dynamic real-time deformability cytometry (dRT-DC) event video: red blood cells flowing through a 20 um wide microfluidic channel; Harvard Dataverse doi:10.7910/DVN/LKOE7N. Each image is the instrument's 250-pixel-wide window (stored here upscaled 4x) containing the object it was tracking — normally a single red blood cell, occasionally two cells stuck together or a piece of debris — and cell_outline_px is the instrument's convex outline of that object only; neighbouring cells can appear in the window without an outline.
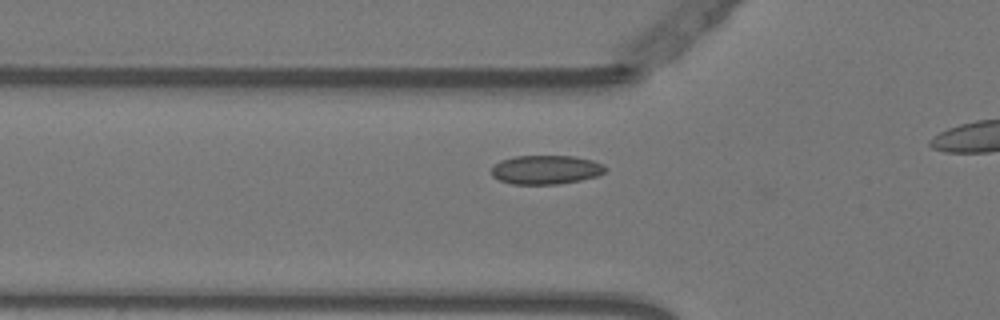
{"species": "Egyptian fruit bat (a non-hibernating species)", "species_latin": "Rousettus aegyptiacus", "temperature_condition": "warm", "stored_images_in_passage": 30, "camera_frame_rate_fps": 3000, "um_per_image_px": 0.085, "animal": {"sex": "female"}, "frame": {"image": 1, "passage_image": 11, "time_ms": 3.333, "image_size_px": [1000, 320], "cell_outline_px": [[608, 168], [604, 172], [596, 176], [580, 180], [556, 184], [512, 184], [500, 180], [492, 176], [492, 168], [500, 160], [516, 156], [576, 156], [592, 160], [604, 164]], "centroid_in_image_um": [46.42, 14.42], "position_along_channel_um": 79.4, "area_um2": 19.19}}
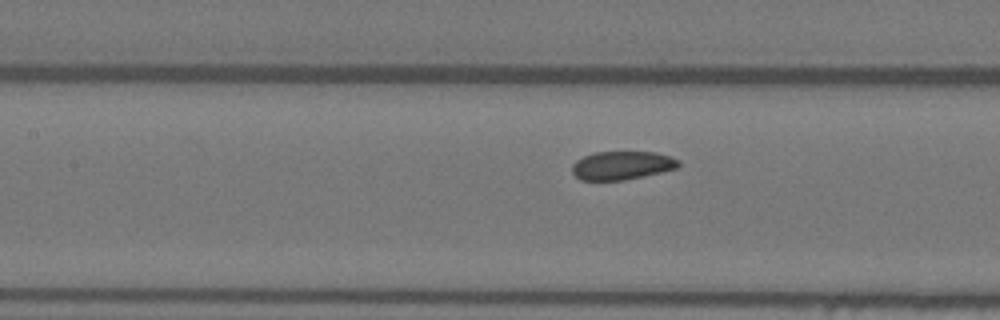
{"frame": {"image": 2, "passage_image": 17, "time_ms": 5.333, "image_size_px": [1000, 320], "cell_outline_px": [[680, 164], [676, 168], [644, 176], [624, 180], [580, 180], [572, 172], [572, 164], [576, 160], [584, 156], [596, 152], [656, 152], [672, 156], [680, 160]], "centroid_in_image_um": [52.88, 14.05], "position_along_channel_um": 154.5, "area_um2": 17.69}}
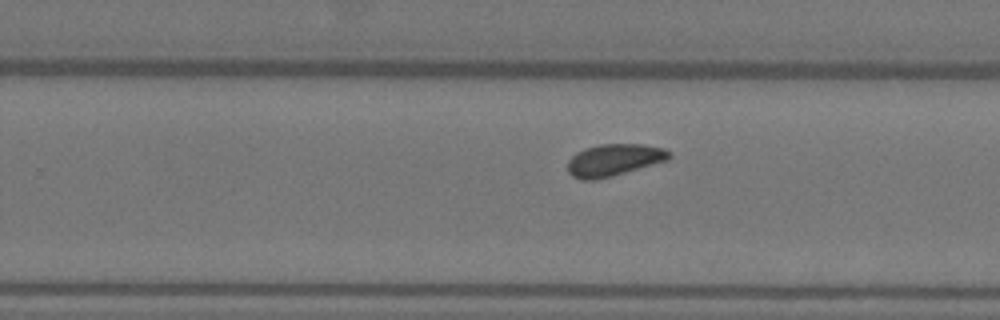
{"frame": {"image": 3, "passage_image": 27, "time_ms": 8.667, "image_size_px": [1000, 320], "cell_outline_px": [[672, 156], [668, 160], [612, 176], [596, 180], [580, 180], [572, 176], [568, 172], [568, 160], [576, 152], [584, 148], [600, 144], [644, 144], [664, 148], [672, 152]], "centroid_in_image_um": [52.19, 13.59], "position_along_channel_um": 277.6, "area_um2": 19.13}}